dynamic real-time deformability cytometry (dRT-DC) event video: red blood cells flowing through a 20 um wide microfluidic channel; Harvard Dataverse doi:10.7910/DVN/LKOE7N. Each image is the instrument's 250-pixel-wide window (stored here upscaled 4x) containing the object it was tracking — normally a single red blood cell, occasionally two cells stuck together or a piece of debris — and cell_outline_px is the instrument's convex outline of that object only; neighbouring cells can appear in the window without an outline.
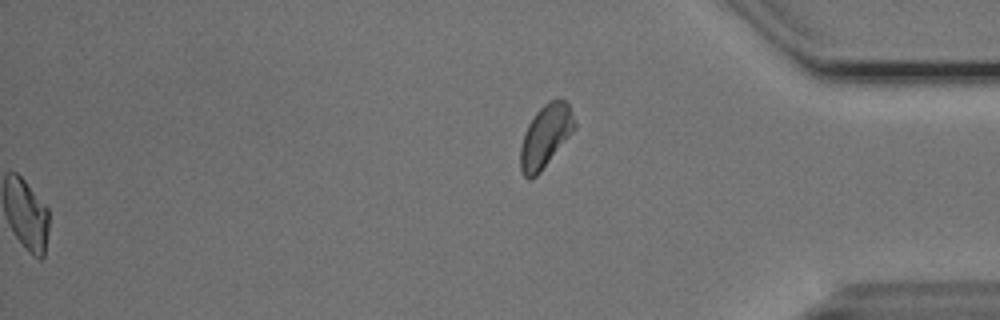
{"species": "Egyptian fruit bat (a non-hibernating species)", "species_latin": "Rousettus aegyptiacus", "temperature_condition": "cold", "stored_images_in_passage": 45, "segment_of_instrument_passage": [2, 2], "camera_frame_rate_fps": 3000, "um_per_image_px": 0.085, "animal": {"sex": "male"}, "frame": {"image": 1, "passage_image": 45, "time_ms": 14.667, "image_size_px": [1000, 320], "cell_outline_px": [[576, 128], [540, 172], [532, 180], [528, 180], [524, 176], [520, 168], [520, 148], [528, 124], [536, 112], [548, 100], [556, 96], [564, 100], [568, 104], [572, 112], [576, 124]], "centroid_in_image_um": [46.37, 11.55], "position_along_channel_um": 388.8, "area_um2": 19.83}}